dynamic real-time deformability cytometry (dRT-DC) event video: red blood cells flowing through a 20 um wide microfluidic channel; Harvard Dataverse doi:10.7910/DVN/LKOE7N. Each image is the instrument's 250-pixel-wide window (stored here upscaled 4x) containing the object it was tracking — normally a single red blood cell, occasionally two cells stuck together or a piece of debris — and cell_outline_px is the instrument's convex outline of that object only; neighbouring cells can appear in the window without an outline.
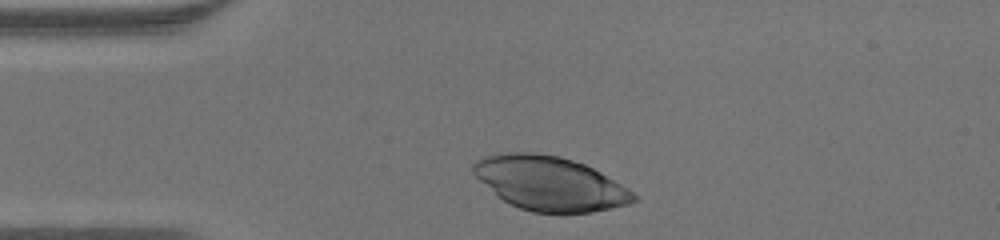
{"species": "human", "species_latin": "Homo sapiens", "temperature_condition": "warm", "stored_images_in_passage": 29, "camera_frame_rate_fps": 3000, "um_per_image_px": 0.085, "donor": {"sex": "male"}, "frame": {"image": 1, "passage_image": 2, "time_ms": 0.333, "image_size_px": [1000, 240], "cell_outline_px": [[640, 200], [628, 204], [612, 208], [592, 212], [532, 212], [520, 208], [504, 200], [480, 180], [472, 172], [472, 160], [480, 156], [504, 152], [536, 152], [560, 156], [584, 164], [600, 172], [640, 196]], "centroid_in_image_um": [46.73, 15.56], "position_along_channel_um": 38.3, "area_um2": 50.46}}
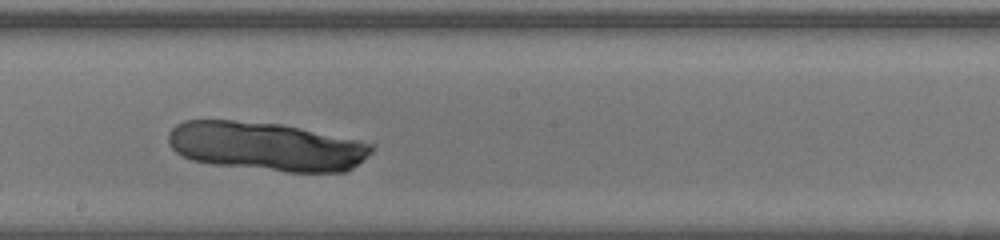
{"frame": {"image": 2, "passage_image": 17, "time_ms": 5.333, "image_size_px": [1000, 240], "cell_outline_px": [[376, 148], [368, 156], [348, 172], [288, 172], [212, 164], [192, 160], [176, 152], [168, 144], [168, 132], [176, 124], [184, 120], [232, 120], [280, 124], [360, 140], [376, 144]], "centroid_in_image_um": [22.66, 12.45], "position_along_channel_um": 225.5, "area_um2": 58.2}}
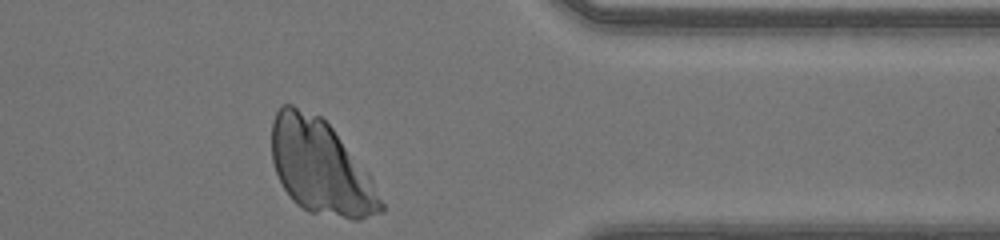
{"frame": {"image": 3, "passage_image": 29, "time_ms": 9.333, "image_size_px": [1000, 240], "cell_outline_px": [[384, 212], [360, 220], [352, 220], [308, 212], [296, 204], [292, 200], [284, 188], [276, 172], [272, 160], [272, 120], [280, 104], [292, 104], [320, 116], [332, 128], [368, 172], [384, 204]], "centroid_in_image_um": [27.25, 14.23], "position_along_channel_um": 384.2, "area_um2": 60.05}}